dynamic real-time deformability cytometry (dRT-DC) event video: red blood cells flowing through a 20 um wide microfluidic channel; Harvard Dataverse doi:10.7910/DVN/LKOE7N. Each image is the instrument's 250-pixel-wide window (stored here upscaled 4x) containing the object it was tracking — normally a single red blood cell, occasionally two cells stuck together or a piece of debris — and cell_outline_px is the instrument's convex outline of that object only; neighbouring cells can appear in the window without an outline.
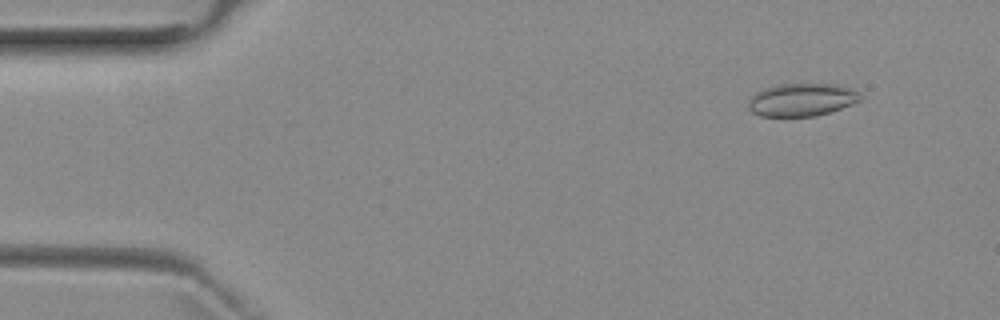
{"species": "common noctule bat (a hibernating species)", "species_latin": "Nyctalus noctula", "temperature_condition": "room temperature", "stored_images_in_passage": 7, "camera_frame_rate_fps": 3000, "um_per_image_px": 0.085, "animal": {"sex": "female", "body_mass_g": 29.2, "forearm_length_mm": 56.3}, "frame": {"image": 1, "passage_image": 2, "time_ms": 1.333, "image_size_px": [1000, 320], "cell_outline_px": [[860, 100], [852, 104], [816, 116], [760, 116], [752, 112], [748, 108], [748, 100], [756, 92], [764, 88], [780, 84], [832, 84], [848, 88], [856, 92]], "centroid_in_image_um": [68.07, 8.48], "position_along_channel_um": 16.9, "area_um2": 21.04}}
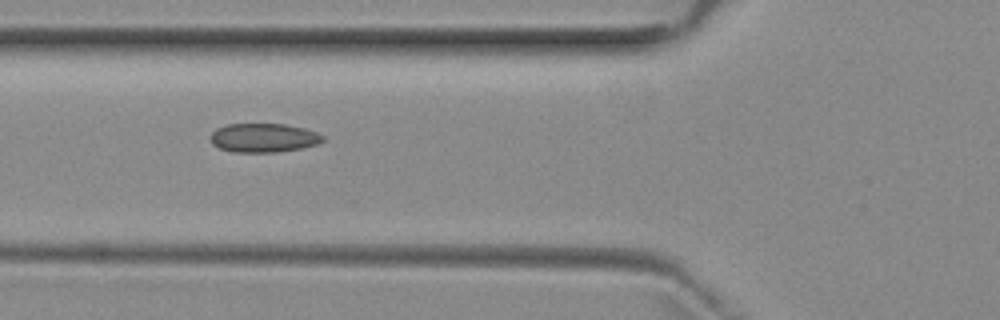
{"frame": {"image": 2, "passage_image": 6, "time_ms": 6.0, "image_size_px": [1000, 320], "cell_outline_px": [[324, 140], [316, 144], [300, 148], [276, 152], [232, 152], [220, 148], [212, 144], [212, 132], [216, 128], [228, 124], [284, 124], [304, 128], [316, 132], [324, 136]], "centroid_in_image_um": [22.4, 11.71], "position_along_channel_um": 103.4, "area_um2": 18.79}}
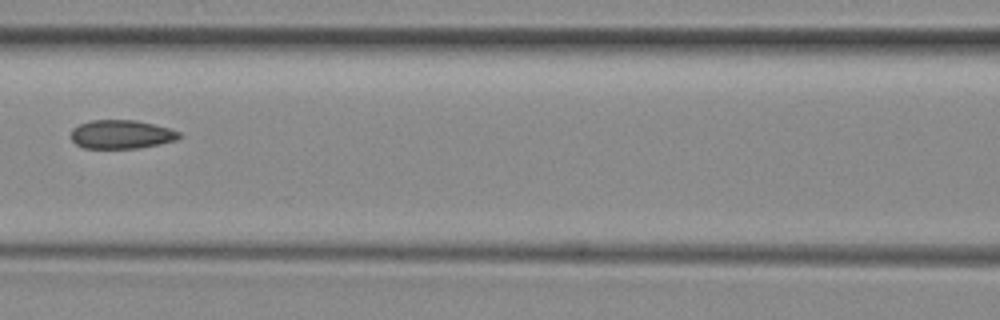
{"frame": {"image": 3, "passage_image": 7, "time_ms": 7.333, "image_size_px": [1000, 320], "cell_outline_px": [[180, 136], [176, 140], [160, 144], [140, 148], [84, 148], [76, 144], [72, 140], [72, 128], [80, 124], [92, 120], [136, 120], [168, 128], [180, 132]], "centroid_in_image_um": [10.31, 11.42], "position_along_channel_um": 156.3, "area_um2": 17.98}}